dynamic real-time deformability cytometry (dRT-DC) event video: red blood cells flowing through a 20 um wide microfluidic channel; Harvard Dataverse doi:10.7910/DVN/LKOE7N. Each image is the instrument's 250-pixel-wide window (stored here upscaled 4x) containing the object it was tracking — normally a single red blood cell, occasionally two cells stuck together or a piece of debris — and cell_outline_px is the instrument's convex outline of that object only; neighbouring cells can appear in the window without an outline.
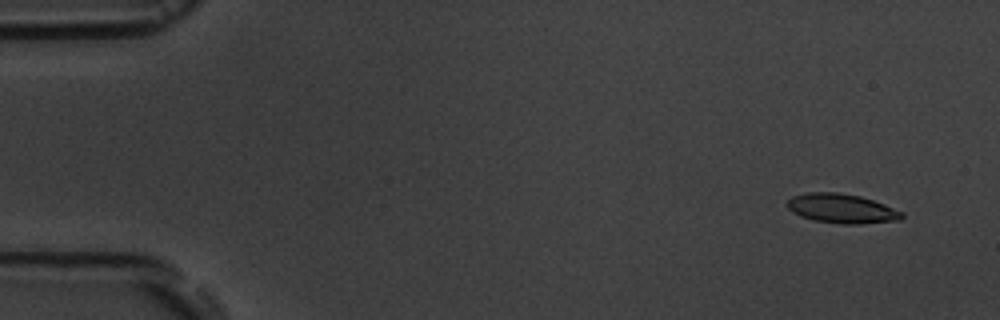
{"species": "common noctule bat (a hibernating species)", "species_latin": "Nyctalus noctula", "temperature_condition": "room temperature", "stored_images_in_passage": 6, "camera_frame_rate_fps": 3000, "um_per_image_px": 0.085, "animal": {"sex": "male", "body_mass_g": 19.5, "forearm_length_mm": 54.6}, "frame": {"image": 1, "passage_image": 1, "time_ms": 0.0, "image_size_px": [1000, 320], "cell_outline_px": [[904, 216], [900, 220], [860, 224], [840, 224], [812, 220], [800, 216], [792, 212], [784, 204], [792, 196], [808, 192], [836, 192], [860, 196], [884, 204], [904, 212]], "centroid_in_image_um": [71.52, 17.73], "position_along_channel_um": 13.5, "area_um2": 19.83}}